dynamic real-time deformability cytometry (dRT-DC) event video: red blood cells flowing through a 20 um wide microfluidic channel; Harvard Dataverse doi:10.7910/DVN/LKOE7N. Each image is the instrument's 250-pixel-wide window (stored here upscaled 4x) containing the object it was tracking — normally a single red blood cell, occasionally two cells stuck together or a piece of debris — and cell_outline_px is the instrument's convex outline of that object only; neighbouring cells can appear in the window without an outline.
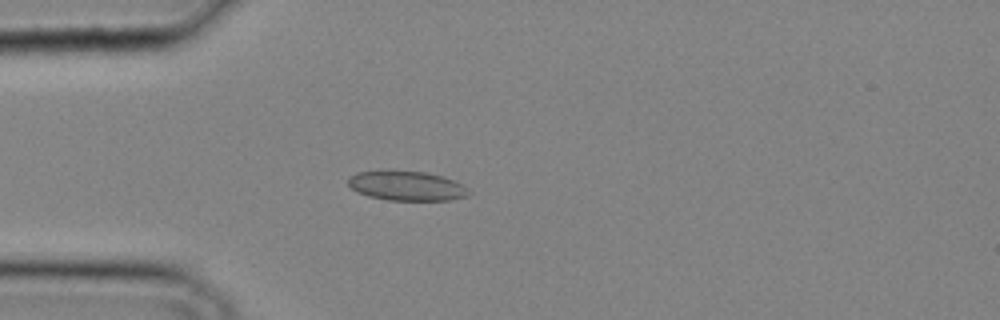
{"species": "common noctule bat (a hibernating species)", "species_latin": "Nyctalus noctula", "temperature_condition": "cold", "stored_images_in_passage": 26, "camera_frame_rate_fps": 3000, "um_per_image_px": 0.085, "animal": {"sex": "male", "body_mass_g": 20.4}, "frame": {"image": 1, "passage_image": 1, "time_ms": 0.0, "image_size_px": [1000, 320], "cell_outline_px": [[472, 192], [468, 196], [448, 200], [388, 200], [368, 196], [356, 192], [348, 184], [348, 176], [356, 172], [388, 168], [424, 172], [444, 176], [456, 180], [468, 188]], "centroid_in_image_um": [34.54, 15.76], "position_along_channel_um": 50.5, "area_um2": 21.62}}
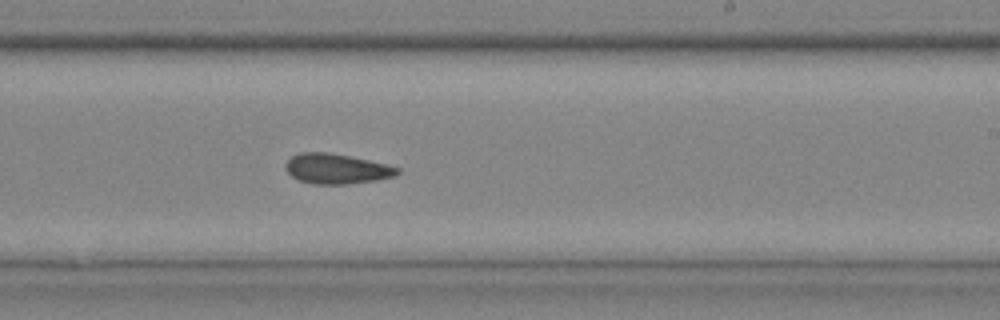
{"frame": {"image": 2, "passage_image": 13, "time_ms": 4.0, "image_size_px": [1000, 320], "cell_outline_px": [[400, 172], [396, 176], [376, 180], [348, 184], [312, 184], [300, 180], [292, 176], [284, 168], [284, 164], [292, 156], [300, 152], [328, 152], [368, 160], [400, 168]], "centroid_in_image_um": [28.59, 14.35], "position_along_channel_um": 260.4, "area_um2": 19.54}}
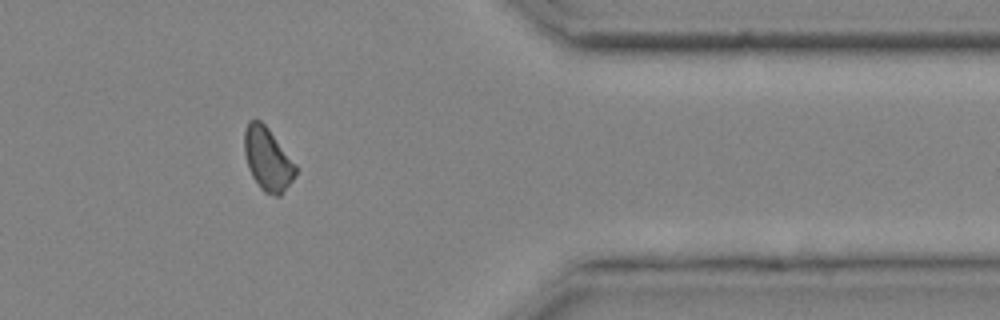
{"frame": {"image": 3, "passage_image": 21, "time_ms": 6.667, "image_size_px": [1000, 320], "cell_outline_px": [[296, 176], [280, 196], [276, 196], [264, 192], [260, 188], [252, 176], [248, 168], [244, 152], [244, 128], [248, 120], [260, 120], [268, 128], [296, 164]], "centroid_in_image_um": [22.74, 13.52], "position_along_channel_um": 388.7, "area_um2": 18.9}}